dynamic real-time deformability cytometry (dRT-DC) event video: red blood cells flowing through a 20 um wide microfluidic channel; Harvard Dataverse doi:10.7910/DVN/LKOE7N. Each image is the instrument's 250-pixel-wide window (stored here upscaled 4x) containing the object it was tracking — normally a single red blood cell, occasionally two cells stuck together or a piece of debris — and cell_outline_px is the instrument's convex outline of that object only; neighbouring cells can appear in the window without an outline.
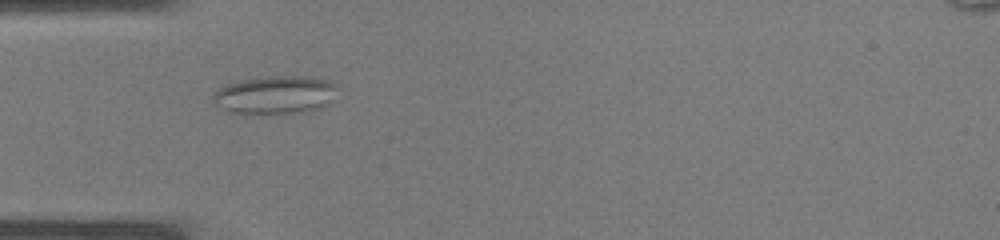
{"species": "common noctule bat (a hibernating species)", "species_latin": "Nyctalus noctula", "temperature_condition": "warm", "stored_images_in_passage": 23, "camera_frame_rate_fps": 3000, "um_per_image_px": 0.085, "animal": {"sex": "male", "body_mass_g": 19.0, "forearm_length_mm": 50.8}, "frame": {"image": 1, "passage_image": 1, "time_ms": 0.0, "image_size_px": [1000, 240], "cell_outline_px": [[336, 88], [328, 104], [320, 108], [308, 112], [228, 112], [212, 104], [212, 96], [220, 88], [228, 84], [240, 80], [268, 76], [312, 76], [328, 80], [336, 84]], "centroid_in_image_um": [23.38, 8.04], "position_along_channel_um": 61.6, "area_um2": 27.34}}
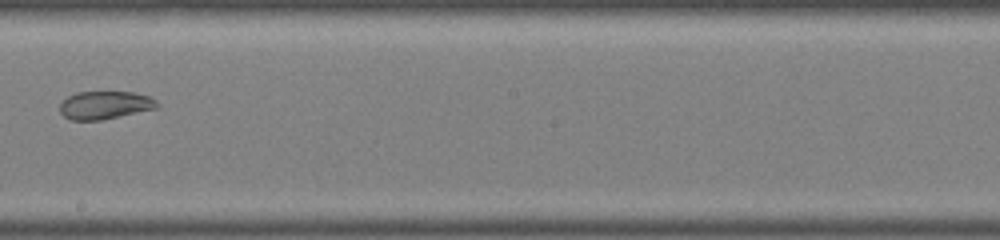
{"frame": {"image": 2, "passage_image": 11, "time_ms": 3.333, "image_size_px": [1000, 240], "cell_outline_px": [[160, 104], [156, 108], [100, 120], [72, 120], [64, 116], [60, 112], [60, 104], [68, 96], [76, 92], [132, 92], [148, 96], [156, 100]], "centroid_in_image_um": [8.9, 8.93], "position_along_channel_um": 239.3, "area_um2": 15.66}}
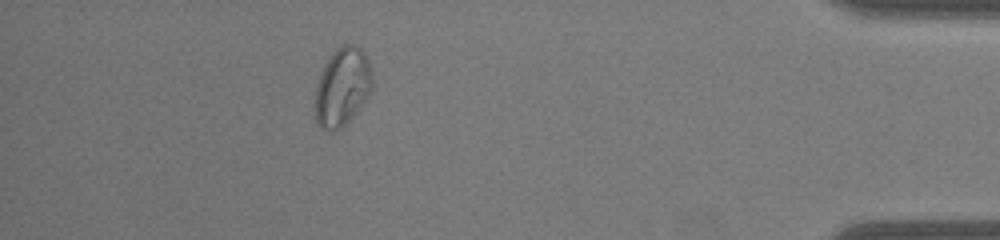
{"frame": {"image": 3, "passage_image": 23, "time_ms": 7.333, "image_size_px": [1000, 240], "cell_outline_px": [[372, 88], [364, 100], [348, 120], [340, 128], [332, 132], [324, 132], [316, 124], [316, 84], [320, 72], [324, 64], [332, 52], [336, 48], [344, 44], [352, 44], [360, 48], [364, 52], [368, 60], [372, 72]], "centroid_in_image_um": [29.07, 7.37], "position_along_channel_um": 406.1, "area_um2": 26.01}}